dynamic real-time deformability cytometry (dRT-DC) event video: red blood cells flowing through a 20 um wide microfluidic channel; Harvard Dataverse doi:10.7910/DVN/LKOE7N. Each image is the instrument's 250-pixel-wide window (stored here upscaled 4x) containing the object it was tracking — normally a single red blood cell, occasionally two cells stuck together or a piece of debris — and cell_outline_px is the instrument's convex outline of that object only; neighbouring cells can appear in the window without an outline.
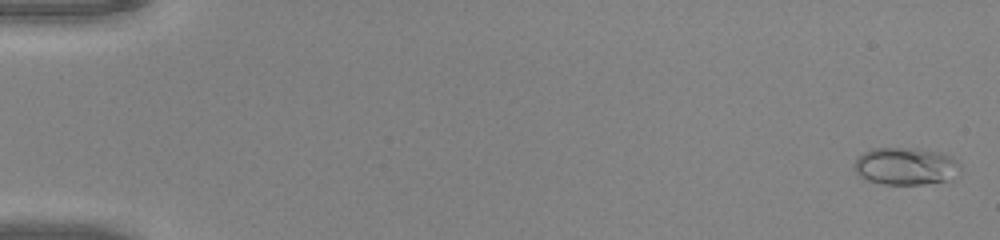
{"species": "common noctule bat (a hibernating species)", "species_latin": "Nyctalus noctula", "temperature_condition": "warm", "stored_images_in_passage": 50, "camera_frame_rate_fps": 3000, "um_per_image_px": 0.085, "animal": {"sex": "male", "body_mass_g": 20.0, "forearm_length_mm": 53.3}, "frame": {"image": 1, "passage_image": 2, "time_ms": 0.333, "image_size_px": [1000, 240], "cell_outline_px": [[960, 172], [956, 180], [924, 184], [884, 184], [868, 180], [860, 176], [852, 168], [852, 164], [864, 152], [872, 148], [916, 148], [940, 152], [952, 156], [960, 164]], "centroid_in_image_um": [77.04, 14.13], "position_along_channel_um": 8.0, "area_um2": 23.58}}
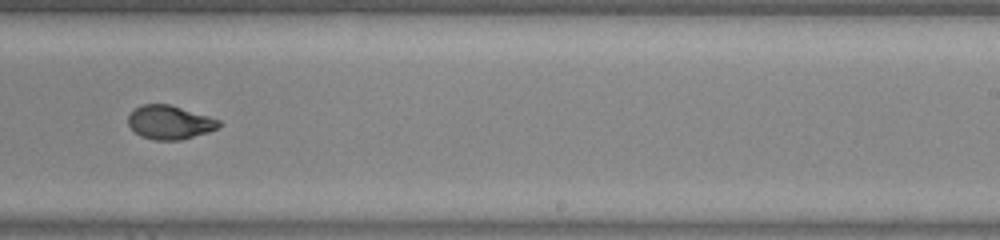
{"frame": {"image": 2, "passage_image": 33, "time_ms": 10.667, "image_size_px": [1000, 240], "cell_outline_px": [[220, 124], [216, 128], [208, 132], [180, 140], [156, 140], [140, 136], [128, 124], [128, 116], [136, 108], [144, 104], [168, 104], [208, 116], [220, 120]], "centroid_in_image_um": [14.41, 10.4], "position_along_channel_um": 274.6, "area_um2": 17.51}}
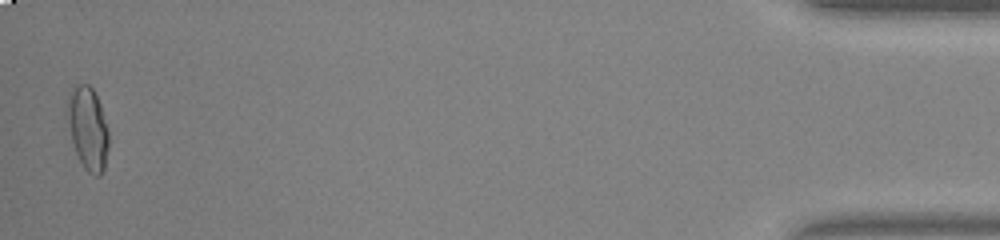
{"frame": {"image": 3, "passage_image": 50, "time_ms": 16.333, "image_size_px": [1000, 240], "cell_outline_px": [[108, 148], [104, 168], [100, 176], [96, 176], [88, 172], [84, 168], [64, 128], [64, 108], [68, 96], [72, 88], [76, 84], [88, 84], [92, 88], [100, 104], [108, 132]], "centroid_in_image_um": [7.38, 10.89], "position_along_channel_um": 427.8, "area_um2": 20.75}, "authors_computed_cell_mechanics": {"area_um2": 18.7272, "velocity_mm_per_s": 4.2182, "shape_relaxation_time_tau1_ms": 6.2874, "shape_relaxation_time_tau2_ms": 0.749, "deformation_change_tau1": 0.2351, "deformation_change_tau2": 0.0429}}